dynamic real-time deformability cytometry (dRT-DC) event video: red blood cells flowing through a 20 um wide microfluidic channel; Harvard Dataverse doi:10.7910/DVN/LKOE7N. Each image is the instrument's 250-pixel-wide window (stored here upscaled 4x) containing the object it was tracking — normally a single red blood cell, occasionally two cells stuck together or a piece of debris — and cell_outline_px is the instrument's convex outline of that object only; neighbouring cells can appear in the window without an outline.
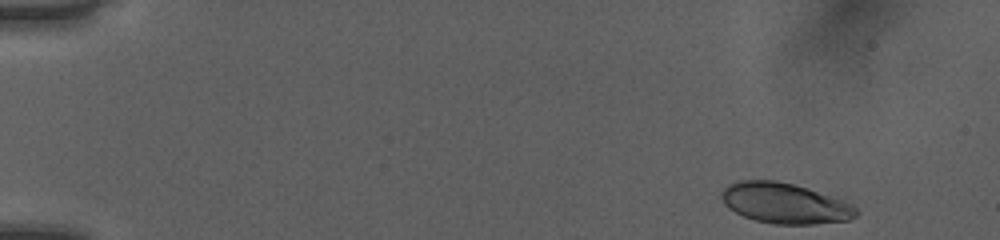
{"species": "human", "species_latin": "Homo sapiens", "temperature_condition": "room temperature", "stored_images_in_passage": 47, "camera_frame_rate_fps": 3000, "um_per_image_px": 0.085, "donor": {"sex": "female"}, "frame": {"image": 1, "passage_image": 1, "time_ms": 0.0, "image_size_px": [1000, 240], "cell_outline_px": [[860, 212], [856, 216], [848, 220], [816, 224], [772, 224], [756, 220], [744, 216], [728, 208], [724, 204], [720, 196], [720, 192], [728, 184], [736, 180], [776, 180], [808, 188], [844, 200], [852, 204]], "centroid_in_image_um": [66.7, 17.27], "position_along_channel_um": 18.3, "area_um2": 32.02}}
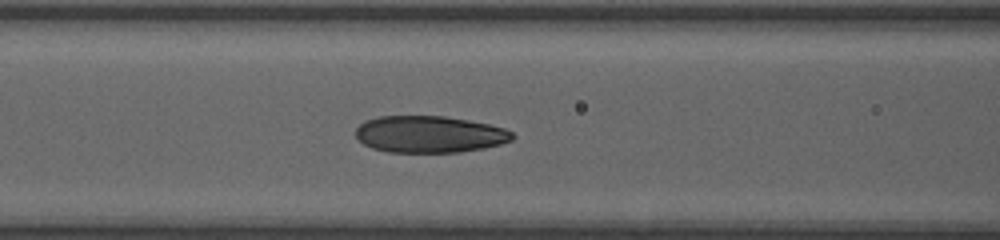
{"frame": {"image": 2, "passage_image": 19, "time_ms": 6.0, "image_size_px": [1000, 240], "cell_outline_px": [[516, 136], [512, 140], [500, 144], [484, 148], [460, 152], [388, 152], [372, 148], [364, 144], [356, 136], [356, 128], [364, 120], [380, 116], [444, 116], [468, 120], [488, 124], [504, 128], [512, 132]], "centroid_in_image_um": [36.51, 11.41], "position_along_channel_um": 130.1, "area_um2": 33.64}}
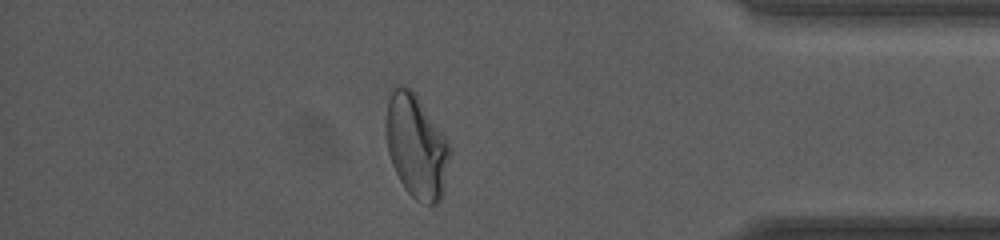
{"frame": {"image": 3, "passage_image": 41, "time_ms": 13.333, "image_size_px": [1000, 240], "cell_outline_px": [[448, 156], [444, 192], [440, 200], [436, 204], [428, 204], [416, 200], [404, 188], [392, 164], [388, 152], [384, 128], [384, 120], [388, 100], [396, 84], [404, 84], [416, 96], [448, 144]], "centroid_in_image_um": [35.32, 12.46], "position_along_channel_um": 399.9, "area_um2": 37.63}, "authors_computed_cell_mechanics": {"area_um2": 33.7552, "velocity_mm_per_s": 4.0451, "shape_relaxation_time_tau1_ms": 8.6251, "shape_relaxation_time_tau2_ms": 1.1069, "deformation_change_tau1": 0.2138, "deformation_change_tau2": 0.0669}}